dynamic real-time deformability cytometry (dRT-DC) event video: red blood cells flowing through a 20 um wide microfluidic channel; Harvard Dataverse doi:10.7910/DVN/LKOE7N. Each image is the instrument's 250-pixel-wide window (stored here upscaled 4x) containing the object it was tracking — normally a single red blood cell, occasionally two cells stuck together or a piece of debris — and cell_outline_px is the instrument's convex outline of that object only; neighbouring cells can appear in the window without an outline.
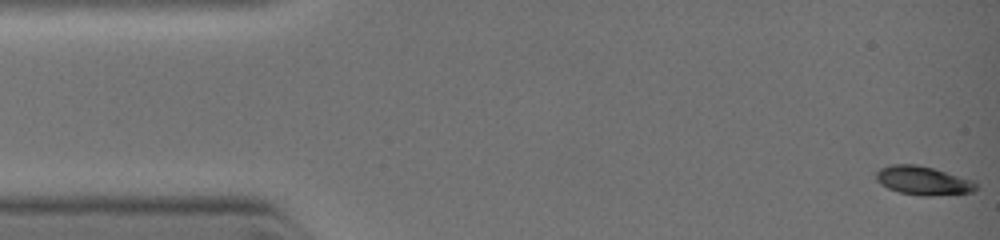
{"species": "common noctule bat (a hibernating species)", "species_latin": "Nyctalus noctula", "temperature_condition": "warm", "stored_images_in_passage": 9, "camera_frame_rate_fps": 3000, "um_per_image_px": 0.085, "animal": {"sex": "female", "body_mass_g": 19.0, "forearm_length_mm": 51.5}, "frame": {"image": 1, "passage_image": 1, "time_ms": 0.0, "image_size_px": [1000, 240], "cell_outline_px": [[976, 188], [972, 192], [928, 196], [920, 196], [900, 192], [888, 188], [880, 184], [876, 180], [876, 172], [880, 168], [892, 164], [916, 164], [932, 168], [972, 180], [976, 184]], "centroid_in_image_um": [78.41, 15.35], "position_along_channel_um": 6.6, "area_um2": 16.53}}
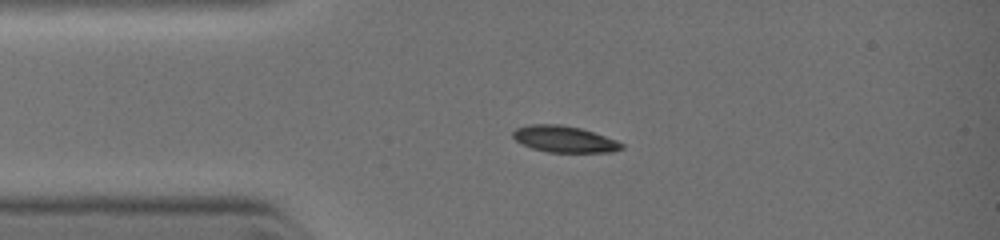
{"frame": {"image": 2, "passage_image": 6, "time_ms": 2.333, "image_size_px": [1000, 240], "cell_outline_px": [[624, 148], [612, 152], [548, 152], [532, 148], [516, 140], [512, 136], [512, 132], [516, 128], [528, 124], [560, 124], [580, 128], [616, 140], [624, 144]], "centroid_in_image_um": [47.96, 11.82], "position_along_channel_um": 37.0, "area_um2": 16.65}}